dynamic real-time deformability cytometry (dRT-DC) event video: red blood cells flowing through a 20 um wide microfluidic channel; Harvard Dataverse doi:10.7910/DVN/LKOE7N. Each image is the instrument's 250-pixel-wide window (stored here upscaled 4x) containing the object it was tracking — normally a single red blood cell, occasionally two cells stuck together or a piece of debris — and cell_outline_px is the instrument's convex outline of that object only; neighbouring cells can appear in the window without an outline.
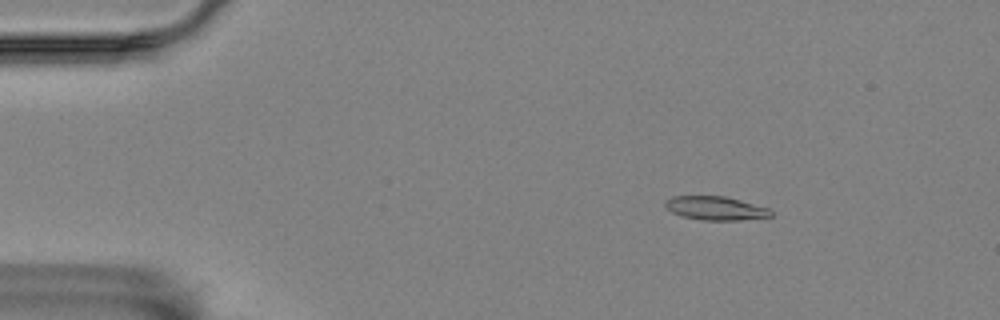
{"species": "Egyptian fruit bat (a non-hibernating species)", "species_latin": "Rousettus aegyptiacus", "temperature_condition": "room temperature", "stored_images_in_passage": 4, "camera_frame_rate_fps": 3000, "um_per_image_px": 0.085, "animal": {"sex": "female"}, "frame": {"image": 1, "passage_image": 2, "time_ms": 0.333, "image_size_px": [1000, 320], "cell_outline_px": [[772, 216], [740, 220], [704, 220], [684, 216], [672, 212], [664, 204], [672, 196], [724, 196], [740, 200], [768, 208], [772, 212]], "centroid_in_image_um": [60.84, 17.69], "position_along_channel_um": 24.2, "area_um2": 14.28}}